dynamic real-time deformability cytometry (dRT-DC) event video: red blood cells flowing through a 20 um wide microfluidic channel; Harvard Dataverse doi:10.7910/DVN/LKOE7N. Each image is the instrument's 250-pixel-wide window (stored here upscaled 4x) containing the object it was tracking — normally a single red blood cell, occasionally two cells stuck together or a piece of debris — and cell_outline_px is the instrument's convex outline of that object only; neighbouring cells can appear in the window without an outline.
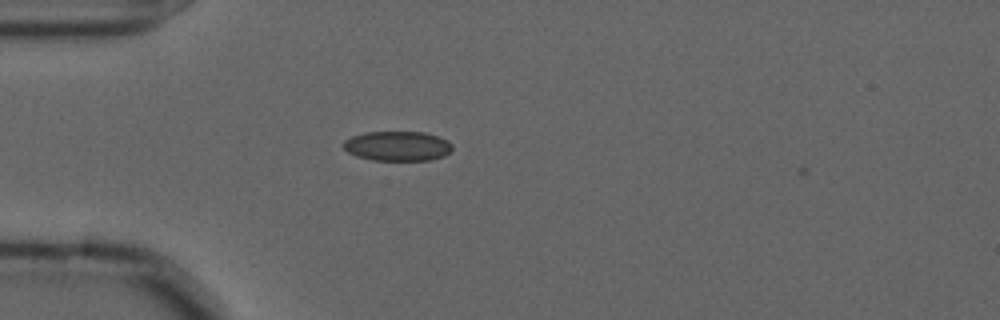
{"species": "common noctule bat (a hibernating species)", "species_latin": "Nyctalus noctula", "temperature_condition": "cold", "stored_images_in_passage": 3, "camera_frame_rate_fps": 3000, "um_per_image_px": 0.085, "animal": {"sex": "male", "forearm_length_mm": 52.5}, "frame": {"image": 1, "passage_image": 2, "time_ms": 0.333, "image_size_px": [1000, 320], "cell_outline_px": [[452, 148], [444, 156], [432, 160], [372, 160], [356, 156], [348, 152], [344, 148], [344, 140], [352, 136], [364, 132], [424, 132], [440, 136], [448, 140], [452, 144]], "centroid_in_image_um": [33.8, 12.41], "position_along_channel_um": 51.2, "area_um2": 18.96}}